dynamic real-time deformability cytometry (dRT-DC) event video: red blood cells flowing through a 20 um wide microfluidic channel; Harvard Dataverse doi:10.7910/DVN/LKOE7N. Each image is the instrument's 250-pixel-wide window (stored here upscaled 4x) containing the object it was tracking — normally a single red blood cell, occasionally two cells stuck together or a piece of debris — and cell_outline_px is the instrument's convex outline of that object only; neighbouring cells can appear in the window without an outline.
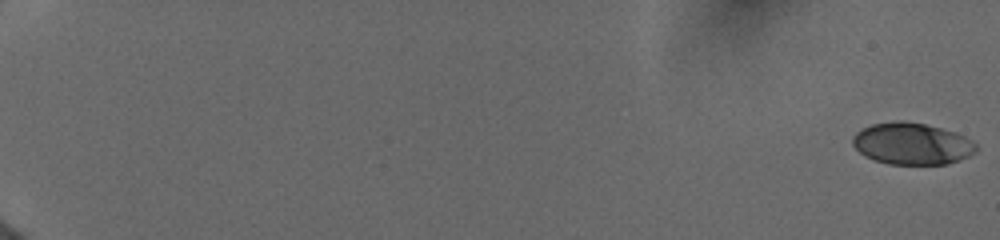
{"species": "human", "species_latin": "Homo sapiens", "temperature_condition": "cold", "stored_images_in_passage": 28, "camera_frame_rate_fps": 3000, "um_per_image_px": 0.085, "donor": {"sex": "female"}, "frame": {"image": 1, "passage_image": 1, "time_ms": 0.0, "image_size_px": [1000, 240], "cell_outline_px": [[976, 152], [968, 156], [948, 164], [888, 164], [864, 156], [852, 144], [852, 136], [856, 132], [872, 124], [900, 120], [904, 120], [924, 124], [956, 132], [964, 136], [976, 144]], "centroid_in_image_um": [77.5, 12.21], "position_along_channel_um": 7.5, "area_um2": 29.94}}
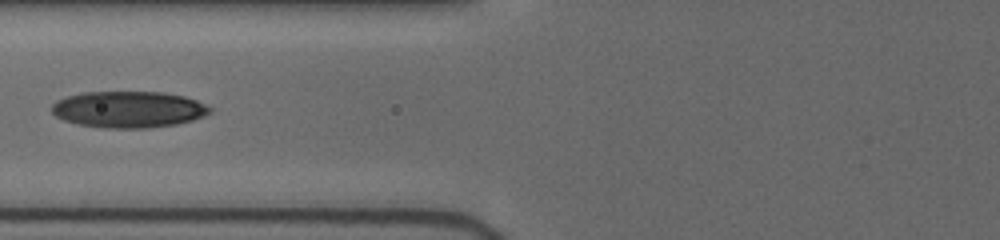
{"frame": {"image": 2, "passage_image": 24, "time_ms": 8.667, "image_size_px": [1000, 240], "cell_outline_px": [[212, 112], [204, 116], [192, 120], [176, 124], [148, 128], [104, 128], [76, 124], [64, 120], [56, 116], [52, 112], [52, 104], [56, 100], [68, 96], [84, 92], [164, 92], [184, 96], [196, 100], [212, 108]], "centroid_in_image_um": [10.93, 9.3], "position_along_channel_um": 114.9, "area_um2": 33.7}}
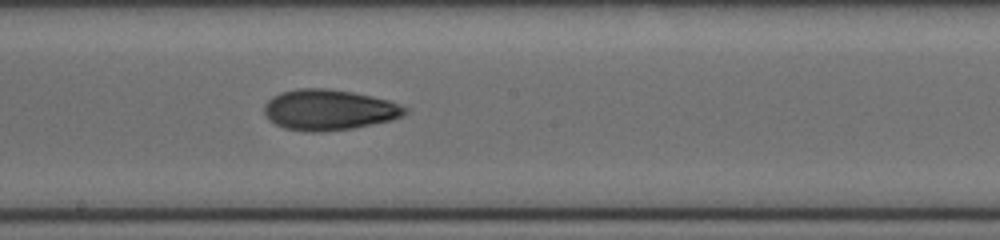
{"frame": {"image": 3, "passage_image": 28, "time_ms": 11.333, "image_size_px": [1000, 240], "cell_outline_px": [[408, 112], [404, 116], [392, 120], [352, 128], [320, 132], [312, 132], [284, 128], [268, 120], [264, 112], [264, 104], [272, 96], [280, 92], [296, 88], [328, 88], [352, 92], [372, 96], [388, 100], [400, 104], [408, 108]], "centroid_in_image_um": [27.96, 9.33], "position_along_channel_um": 220.2, "area_um2": 33.58}}